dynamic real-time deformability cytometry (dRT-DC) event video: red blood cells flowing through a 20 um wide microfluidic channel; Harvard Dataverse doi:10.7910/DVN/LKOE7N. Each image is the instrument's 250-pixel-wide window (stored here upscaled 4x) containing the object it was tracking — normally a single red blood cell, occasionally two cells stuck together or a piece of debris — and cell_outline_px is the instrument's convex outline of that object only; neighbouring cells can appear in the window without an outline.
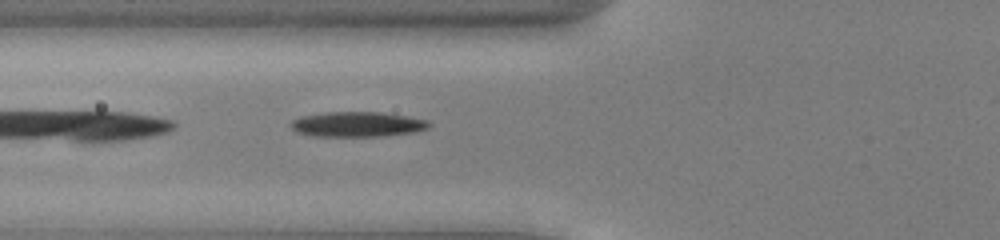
{"species": "common noctule bat (a hibernating species)", "species_latin": "Nyctalus noctula", "temperature_condition": "cold", "stored_images_in_passage": 35, "camera_frame_rate_fps": 3000, "um_per_image_px": 0.085, "animal": {"sex": "male", "body_mass_g": 13.0, "forearm_length_mm": 53.1}, "frame": {"image": 1, "passage_image": 3, "time_ms": 0.667, "image_size_px": [1000, 240], "cell_outline_px": [[432, 124], [428, 128], [416, 132], [384, 136], [312, 136], [296, 132], [288, 124], [292, 120], [300, 116], [328, 112], [380, 112], [408, 116], [428, 120]], "centroid_in_image_um": [30.38, 10.56], "position_along_channel_um": 95.4, "area_um2": 20.4}}
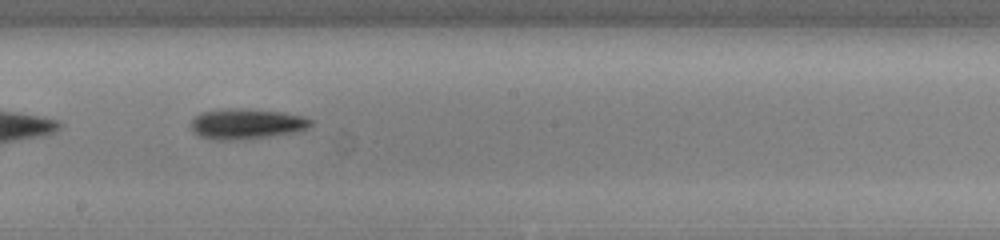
{"frame": {"image": 2, "passage_image": 13, "time_ms": 4.0, "image_size_px": [1000, 240], "cell_outline_px": [[312, 124], [308, 128], [292, 132], [268, 136], [232, 140], [216, 140], [200, 136], [192, 132], [192, 120], [200, 112], [232, 108], [244, 108], [284, 112], [304, 116], [312, 120]], "centroid_in_image_um": [20.95, 10.51], "position_along_channel_um": 227.3, "area_um2": 21.1}}
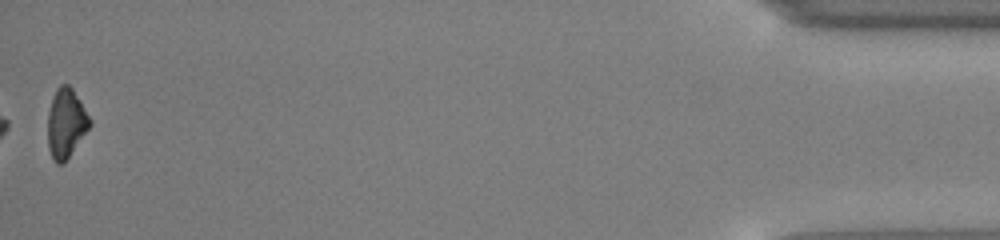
{"frame": {"image": 3, "passage_image": 35, "time_ms": 11.333, "image_size_px": [1000, 240], "cell_outline_px": [[92, 124], [64, 164], [56, 164], [52, 160], [48, 148], [48, 112], [52, 96], [56, 88], [60, 84], [68, 84], [72, 88], [80, 100], [92, 120]], "centroid_in_image_um": [5.61, 10.49], "position_along_channel_um": 429.6, "area_um2": 17.28}, "authors_computed_cell_mechanics": {"area_um2": 18.6694, "velocity_mm_per_s": 3.953, "shape_relaxation_time_tau1_ms": 2.5404, "shape_relaxation_time_tau2_ms": null, "deformation_change_tau1": 0.1127, "deformation_change_tau2": null}}